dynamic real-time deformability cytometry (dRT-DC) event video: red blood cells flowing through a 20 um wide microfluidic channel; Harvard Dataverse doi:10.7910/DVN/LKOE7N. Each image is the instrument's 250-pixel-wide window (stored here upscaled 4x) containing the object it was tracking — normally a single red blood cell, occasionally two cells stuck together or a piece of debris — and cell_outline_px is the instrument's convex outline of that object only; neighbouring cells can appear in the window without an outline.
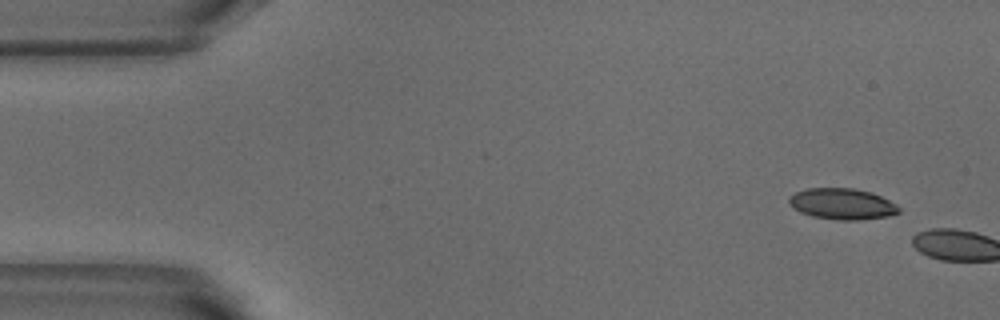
{"species": "common noctule bat (a hibernating species)", "species_latin": "Nyctalus noctula", "temperature_condition": "warm", "stored_images_in_passage": 2, "camera_frame_rate_fps": 3000, "um_per_image_px": 0.085, "animal": {"sex": "male", "body_mass_g": 18.8}, "frame": {"image": 1, "passage_image": 1, "time_ms": 0.0, "image_size_px": [1000, 320], "cell_outline_px": [[900, 212], [888, 216], [856, 220], [836, 220], [812, 216], [800, 212], [792, 208], [788, 204], [788, 196], [796, 192], [808, 188], [852, 188], [872, 192], [896, 204], [900, 208]], "centroid_in_image_um": [71.55, 17.33], "position_along_channel_um": 13.5, "area_um2": 20.0}}